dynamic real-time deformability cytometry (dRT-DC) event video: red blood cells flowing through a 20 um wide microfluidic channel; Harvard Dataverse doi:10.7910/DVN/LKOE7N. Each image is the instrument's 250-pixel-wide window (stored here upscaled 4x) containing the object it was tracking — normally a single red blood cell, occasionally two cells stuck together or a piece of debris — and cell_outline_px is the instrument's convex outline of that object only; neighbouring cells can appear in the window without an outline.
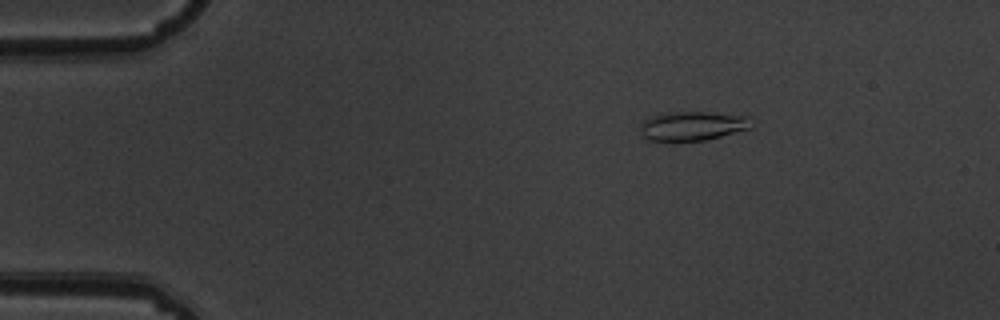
{"species": "common noctule bat (a hibernating species)", "species_latin": "Nyctalus noctula", "temperature_condition": "warm", "stored_images_in_passage": 5, "camera_frame_rate_fps": 3000, "um_per_image_px": 0.085, "animal": {"sex": "male", "body_mass_g": 19.5, "forearm_length_mm": 54.6}, "frame": {"image": 1, "passage_image": 3, "time_ms": 0.667, "image_size_px": [1000, 320], "cell_outline_px": [[752, 128], [704, 140], [648, 140], [640, 132], [640, 124], [644, 120], [652, 116], [668, 112], [708, 112], [752, 116]], "centroid_in_image_um": [58.91, 10.68], "position_along_channel_um": 26.1, "area_um2": 18.84}}